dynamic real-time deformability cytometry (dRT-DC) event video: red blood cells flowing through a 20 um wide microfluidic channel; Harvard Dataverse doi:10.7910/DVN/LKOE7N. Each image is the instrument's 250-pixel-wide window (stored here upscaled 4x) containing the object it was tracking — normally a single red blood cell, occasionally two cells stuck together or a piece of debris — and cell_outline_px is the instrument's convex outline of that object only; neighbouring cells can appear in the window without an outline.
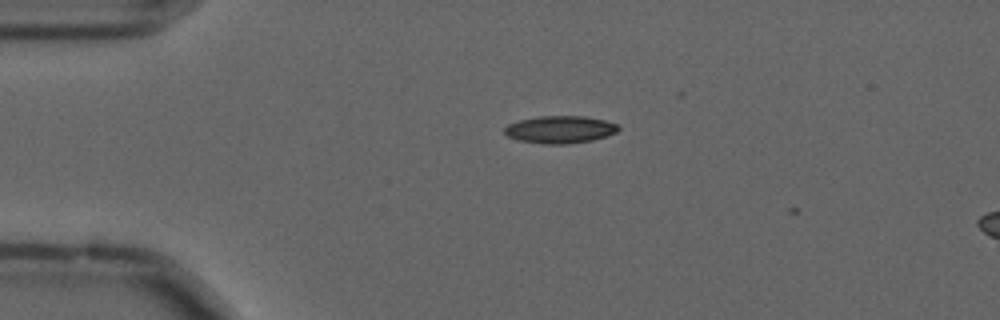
{"species": "common noctule bat (a hibernating species)", "species_latin": "Nyctalus noctula", "temperature_condition": "cold", "stored_images_in_passage": 4, "camera_frame_rate_fps": 3000, "um_per_image_px": 0.085, "animal": {"sex": "male", "forearm_length_mm": 52.5}, "frame": {"image": 1, "passage_image": 2, "time_ms": 0.333, "image_size_px": [1000, 320], "cell_outline_px": [[620, 128], [616, 132], [608, 136], [592, 140], [568, 144], [544, 144], [516, 140], [508, 136], [504, 132], [504, 128], [508, 124], [520, 120], [540, 116], [584, 116], [604, 120], [616, 124]], "centroid_in_image_um": [47.59, 11.01], "position_along_channel_um": 37.4, "area_um2": 18.21}}